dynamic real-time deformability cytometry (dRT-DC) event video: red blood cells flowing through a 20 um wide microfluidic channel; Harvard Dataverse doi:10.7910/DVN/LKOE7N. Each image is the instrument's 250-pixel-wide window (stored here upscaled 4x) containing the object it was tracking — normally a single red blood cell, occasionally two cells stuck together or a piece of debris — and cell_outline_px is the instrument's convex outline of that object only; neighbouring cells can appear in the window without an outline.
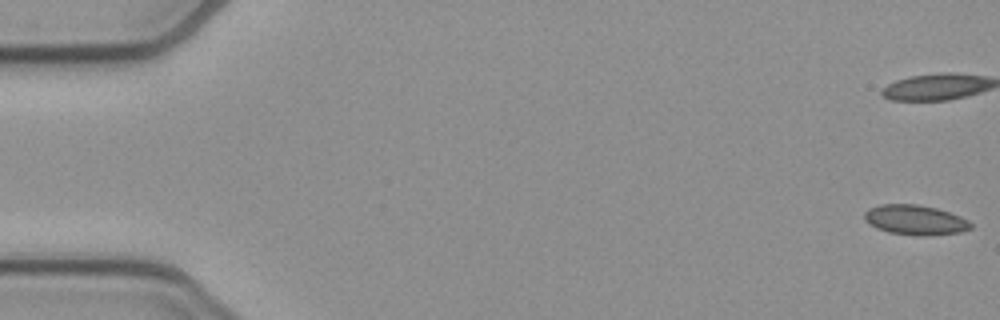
{"species": "common noctule bat (a hibernating species)", "species_latin": "Nyctalus noctula", "temperature_condition": "cold", "stored_images_in_passage": 8, "camera_frame_rate_fps": 3000, "um_per_image_px": 0.085, "animal": {"sex": "female", "body_mass_g": 21.9}, "frame": {"image": 1, "passage_image": 1, "time_ms": 0.0, "image_size_px": [1000, 320], "cell_outline_px": [[972, 228], [960, 232], [928, 236], [920, 236], [888, 232], [876, 228], [868, 224], [864, 220], [864, 212], [868, 208], [880, 204], [916, 204], [936, 208], [960, 216], [968, 220], [972, 224]], "centroid_in_image_um": [77.76, 18.7], "position_along_channel_um": 7.2, "area_um2": 18.67}}